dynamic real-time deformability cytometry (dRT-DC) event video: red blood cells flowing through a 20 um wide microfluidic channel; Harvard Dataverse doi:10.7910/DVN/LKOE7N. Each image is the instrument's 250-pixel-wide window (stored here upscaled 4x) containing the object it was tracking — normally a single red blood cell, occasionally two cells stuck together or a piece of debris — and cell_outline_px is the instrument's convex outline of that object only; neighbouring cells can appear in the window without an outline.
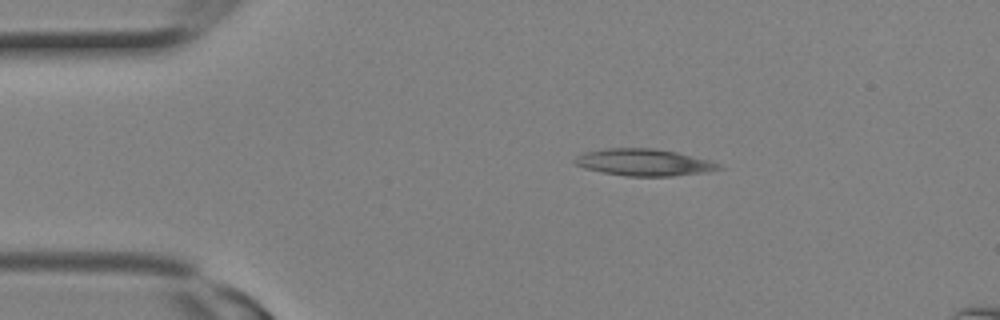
{"species": "Egyptian fruit bat (a non-hibernating species)", "species_latin": "Rousettus aegyptiacus", "temperature_condition": "room temperature", "stored_images_in_passage": 2, "camera_frame_rate_fps": 3000, "um_per_image_px": 0.085, "animal": {"sex": "female"}, "frame": {"image": 1, "passage_image": 1, "time_ms": 0.0, "image_size_px": [1000, 320], "cell_outline_px": [[724, 168], [704, 172], [672, 176], [624, 176], [584, 168], [576, 164], [572, 160], [576, 156], [584, 152], [604, 148], [652, 148], [676, 152], [712, 160], [720, 164]], "centroid_in_image_um": [54.73, 13.79], "position_along_channel_um": 30.3, "area_um2": 22.6}}